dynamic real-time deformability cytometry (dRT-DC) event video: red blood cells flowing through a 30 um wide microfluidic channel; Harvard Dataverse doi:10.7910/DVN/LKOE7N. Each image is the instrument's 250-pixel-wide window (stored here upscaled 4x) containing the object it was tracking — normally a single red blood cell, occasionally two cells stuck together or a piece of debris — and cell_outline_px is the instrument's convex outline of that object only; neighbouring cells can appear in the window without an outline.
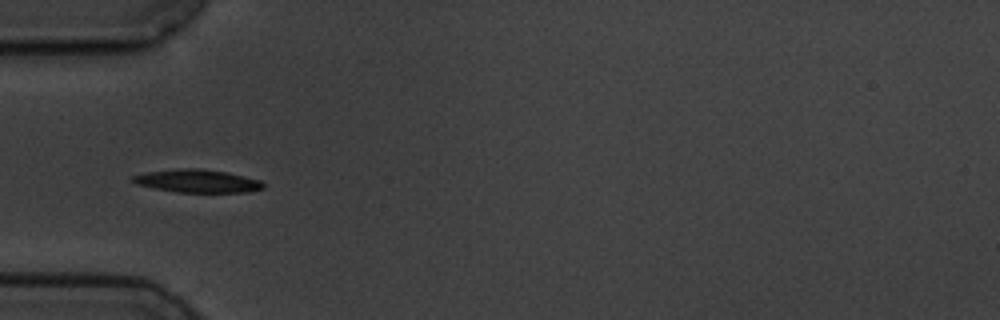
{"species": "common noctule bat (a hibernating species)", "species_latin": "Nyctalus noctula", "temperature_condition": "cold", "stored_images_in_passage": 5, "camera_frame_rate_fps": 3000, "um_per_image_px": 0.085, "animal": {"sex": "male", "body_mass_g": 19.5, "forearm_length_mm": 54.6}, "frame": {"image": 1, "passage_image": 4, "time_ms": 5.667, "image_size_px": [1000, 320], "cell_outline_px": [[264, 188], [248, 192], [176, 192], [136, 184], [128, 180], [132, 176], [144, 172], [180, 168], [200, 168], [228, 172], [260, 180], [264, 184]], "centroid_in_image_um": [16.74, 15.37], "position_along_channel_um": 68.3, "area_um2": 17.63}}
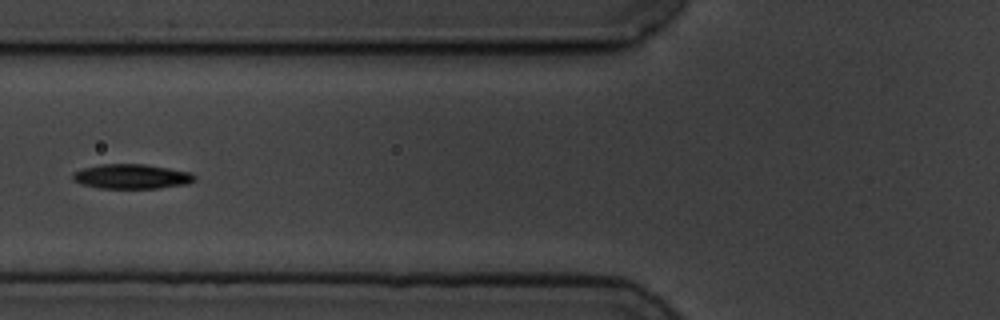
{"frame": {"image": 2, "passage_image": 5, "time_ms": 7.0, "image_size_px": [1000, 320], "cell_outline_px": [[196, 180], [188, 184], [160, 188], [100, 188], [80, 184], [72, 180], [72, 172], [84, 168], [100, 164], [144, 164], [192, 172], [196, 176]], "centroid_in_image_um": [11.2, 15.0], "position_along_channel_um": 114.6, "area_um2": 17.69}}